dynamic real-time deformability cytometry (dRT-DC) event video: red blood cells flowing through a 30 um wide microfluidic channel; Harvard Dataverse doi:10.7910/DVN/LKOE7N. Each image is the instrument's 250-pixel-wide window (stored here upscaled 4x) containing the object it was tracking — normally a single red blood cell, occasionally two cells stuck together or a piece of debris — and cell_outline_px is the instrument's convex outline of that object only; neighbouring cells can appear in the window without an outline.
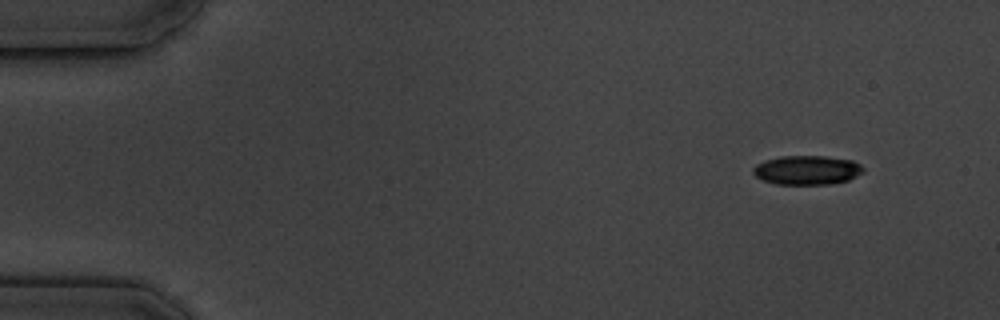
{"species": "common noctule bat (a hibernating species)", "species_latin": "Nyctalus noctula", "temperature_condition": "cold", "stored_images_in_passage": 14, "camera_frame_rate_fps": 3000, "um_per_image_px": 0.085, "animal": {"sex": "male", "body_mass_g": 19.5, "forearm_length_mm": 54.6}, "frame": {"image": 1, "passage_image": 1, "time_ms": 0.0, "image_size_px": [1000, 320], "cell_outline_px": [[864, 172], [848, 180], [828, 184], [776, 184], [764, 180], [756, 176], [752, 172], [752, 168], [756, 164], [764, 160], [780, 156], [824, 156], [852, 160], [860, 164], [864, 168]], "centroid_in_image_um": [68.58, 14.45], "position_along_channel_um": 16.4, "area_um2": 18.73}}
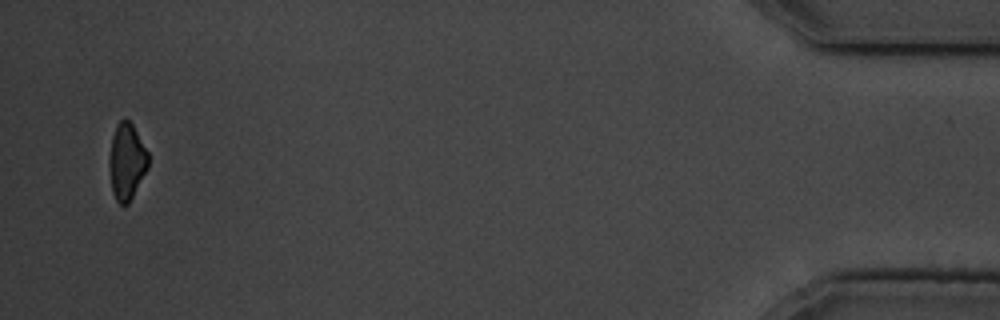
{"frame": {"image": 2, "passage_image": 14, "time_ms": 17.0, "image_size_px": [1000, 320], "cell_outline_px": [[148, 168], [128, 204], [120, 204], [116, 200], [112, 192], [108, 164], [112, 136], [116, 124], [124, 116], [132, 124], [148, 152]], "centroid_in_image_um": [10.75, 13.71], "position_along_channel_um": 424.4, "area_um2": 17.4}, "authors_computed_cell_mechanics": {"area_um2": 20.3167, "velocity_mm_per_s": 3.4951, "shape_relaxation_time_tau1_ms": 2.8555, "shape_relaxation_time_tau2_ms": 7.3368, "deformation_change_tau1": 0.09, "deformation_change_tau2": 0.0995}}